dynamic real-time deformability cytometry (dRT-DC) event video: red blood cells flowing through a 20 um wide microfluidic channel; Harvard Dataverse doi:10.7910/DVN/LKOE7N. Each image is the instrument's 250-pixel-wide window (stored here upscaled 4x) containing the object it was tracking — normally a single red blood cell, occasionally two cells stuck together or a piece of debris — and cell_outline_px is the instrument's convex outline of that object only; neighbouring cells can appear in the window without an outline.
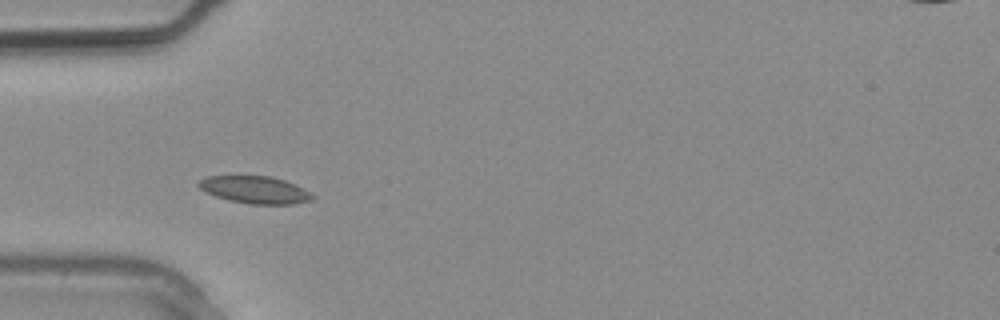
{"species": "common noctule bat (a hibernating species)", "species_latin": "Nyctalus noctula", "temperature_condition": "warm", "stored_images_in_passage": 1, "camera_frame_rate_fps": 3000, "um_per_image_px": 0.085, "animal": {"sex": "male", "body_mass_g": 20.4}, "frame": {"image": 1, "passage_image": 1, "time_ms": 0.0, "image_size_px": [1000, 320], "cell_outline_px": [[316, 196], [312, 200], [292, 204], [252, 204], [228, 200], [216, 196], [200, 188], [196, 184], [200, 180], [208, 176], [272, 176], [284, 180], [304, 188]], "centroid_in_image_um": [21.71, 16.13], "position_along_channel_um": 63.3, "area_um2": 18.03}}